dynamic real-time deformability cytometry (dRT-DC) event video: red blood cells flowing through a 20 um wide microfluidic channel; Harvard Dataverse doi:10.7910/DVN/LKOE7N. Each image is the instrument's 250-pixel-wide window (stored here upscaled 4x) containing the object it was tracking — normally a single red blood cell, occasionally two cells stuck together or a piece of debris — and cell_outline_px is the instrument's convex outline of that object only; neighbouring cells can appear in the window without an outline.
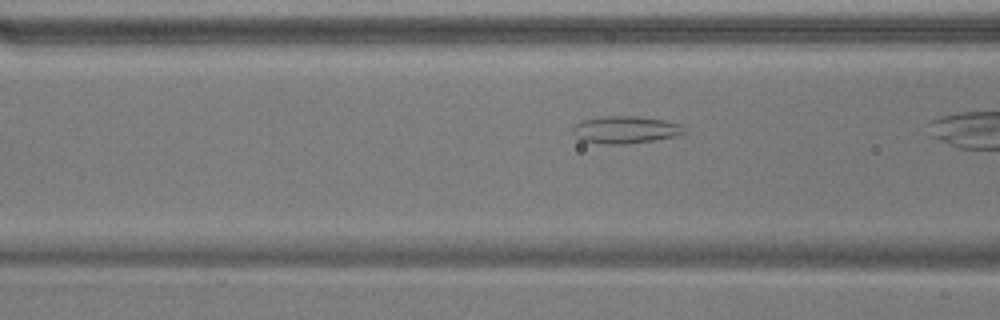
{"species": "common noctule bat (a hibernating species)", "species_latin": "Nyctalus noctula", "temperature_condition": "warm", "stored_images_in_passage": 27, "camera_frame_rate_fps": 3000, "um_per_image_px": 0.085, "animal": {"sex": "male", "body_mass_g": 17.9}, "frame": {"image": 1, "passage_image": 6, "time_ms": 1.667, "image_size_px": [1000, 320], "cell_outline_px": [[688, 132], [676, 136], [652, 140], [624, 144], [600, 144], [580, 140], [572, 132], [572, 128], [576, 124], [584, 120], [604, 116], [640, 116], [664, 120], [680, 124]], "centroid_in_image_um": [53.16, 11.03], "position_along_channel_um": 113.4, "area_um2": 17.74}}
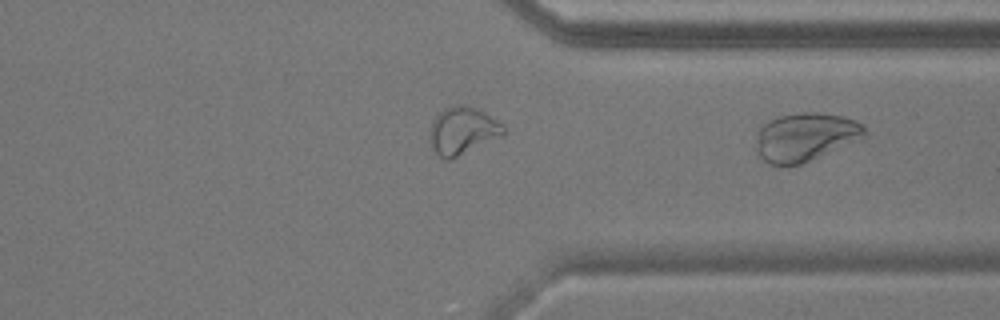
{"frame": {"image": 2, "passage_image": 27, "time_ms": 8.667, "image_size_px": [1000, 320], "cell_outline_px": [[864, 136], [800, 164], [784, 168], [768, 164], [760, 156], [756, 148], [756, 132], [768, 120], [780, 116], [800, 112], [824, 112], [844, 116], [856, 120], [864, 128]], "centroid_in_image_um": [68.37, 11.64], "position_along_channel_um": 343.0, "area_um2": 30.46}}